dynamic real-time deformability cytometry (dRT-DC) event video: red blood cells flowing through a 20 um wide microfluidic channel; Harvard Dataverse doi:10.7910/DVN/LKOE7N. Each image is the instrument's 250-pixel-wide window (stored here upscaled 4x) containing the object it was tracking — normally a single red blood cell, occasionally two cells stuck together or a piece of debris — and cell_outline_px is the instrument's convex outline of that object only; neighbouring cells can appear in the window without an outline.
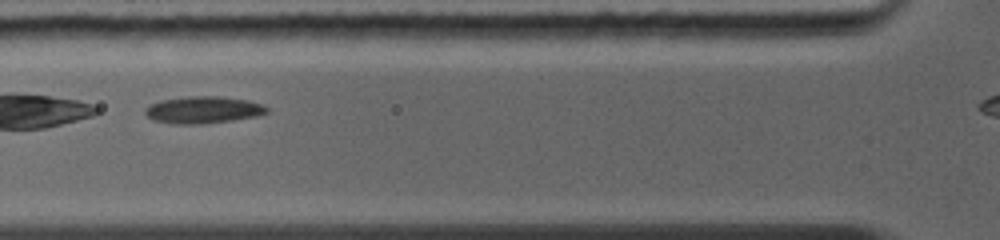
{"species": "common noctule bat (a hibernating species)", "species_latin": "Nyctalus noctula", "temperature_condition": "warm", "stored_images_in_passage": 16, "camera_frame_rate_fps": 5000, "um_per_image_px": 0.085, "animal": {"sex": "female", "body_mass_g": 19.0, "forearm_length_mm": 56.7}, "frame": {"image": 1, "passage_image": 3, "time_ms": 1.2, "image_size_px": [1000, 240], "cell_outline_px": [[268, 112], [256, 116], [232, 120], [200, 124], [172, 124], [152, 120], [144, 112], [144, 108], [160, 100], [188, 96], [220, 96], [248, 100], [260, 104], [268, 108]], "centroid_in_image_um": [17.23, 9.34], "position_along_channel_um": 108.6, "area_um2": 19.13}}
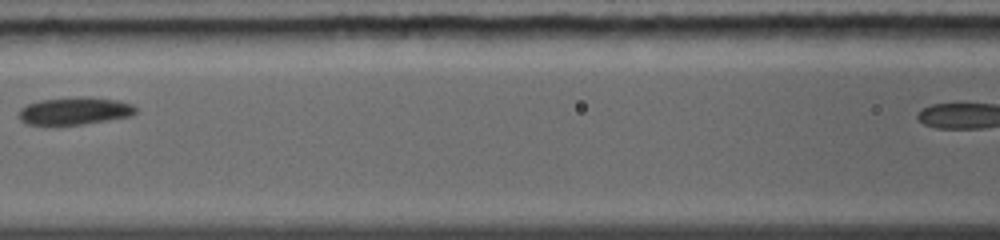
{"frame": {"image": 2, "passage_image": 5, "time_ms": 2.4, "image_size_px": [1000, 240], "cell_outline_px": [[136, 112], [132, 116], [84, 124], [24, 124], [20, 120], [20, 108], [28, 104], [40, 100], [80, 96], [88, 96], [120, 100], [132, 104], [136, 108]], "centroid_in_image_um": [6.39, 9.41], "position_along_channel_um": 160.2, "area_um2": 18.79}}